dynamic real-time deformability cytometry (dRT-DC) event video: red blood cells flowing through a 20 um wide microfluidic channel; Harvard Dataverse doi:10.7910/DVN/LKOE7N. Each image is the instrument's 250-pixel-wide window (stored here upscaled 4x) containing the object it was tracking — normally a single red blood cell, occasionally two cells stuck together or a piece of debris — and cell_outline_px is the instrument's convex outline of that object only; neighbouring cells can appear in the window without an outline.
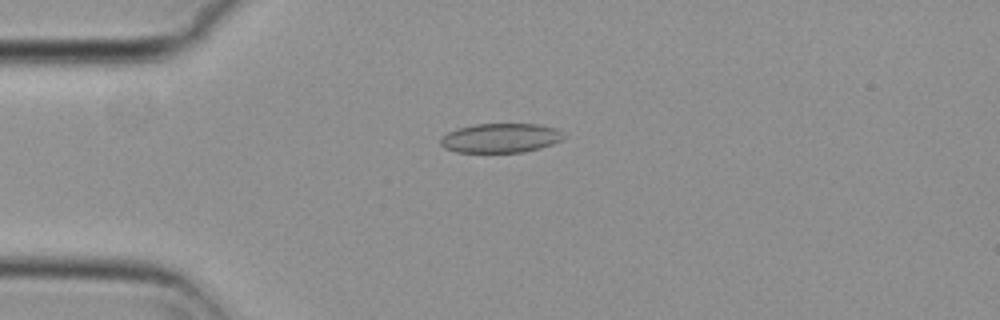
{"species": "common noctule bat (a hibernating species)", "species_latin": "Nyctalus noctula", "temperature_condition": "cold", "stored_images_in_passage": 55, "camera_frame_rate_fps": 3000, "um_per_image_px": 0.085, "animal": {"sex": "female", "body_mass_g": 29.2, "forearm_length_mm": 56.3}, "frame": {"image": 1, "passage_image": 14, "time_ms": 4.333, "image_size_px": [1000, 320], "cell_outline_px": [[568, 136], [552, 144], [540, 148], [524, 152], [456, 152], [444, 148], [440, 144], [440, 136], [456, 128], [476, 124], [536, 124], [556, 128]], "centroid_in_image_um": [42.53, 11.73], "position_along_channel_um": 42.5, "area_um2": 21.21}}
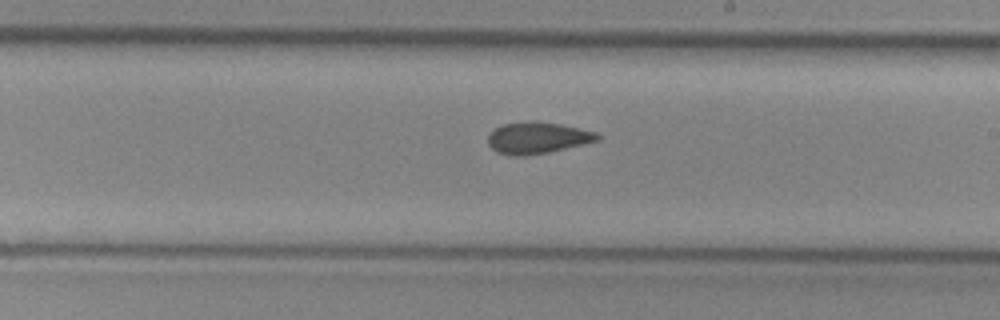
{"frame": {"image": 2, "passage_image": 32, "time_ms": 10.333, "image_size_px": [1000, 320], "cell_outline_px": [[600, 140], [548, 152], [520, 156], [512, 156], [496, 152], [488, 144], [488, 136], [496, 128], [504, 124], [532, 120], [560, 124], [596, 132], [600, 136]], "centroid_in_image_um": [45.67, 11.71], "position_along_channel_um": 243.3, "area_um2": 19.94}}
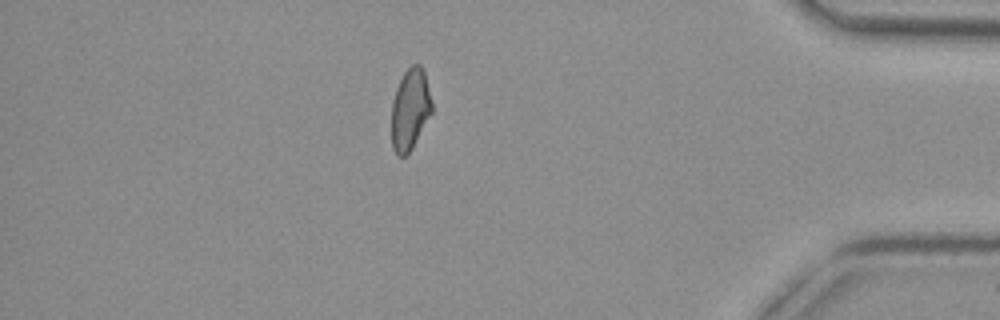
{"frame": {"image": 3, "passage_image": 48, "time_ms": 15.667, "image_size_px": [1000, 320], "cell_outline_px": [[432, 112], [412, 148], [404, 156], [396, 156], [392, 148], [392, 100], [396, 88], [404, 72], [412, 64], [420, 64], [424, 72], [432, 104]], "centroid_in_image_um": [34.84, 9.3], "position_along_channel_um": 400.4, "area_um2": 18.96}, "authors_computed_cell_mechanics": {"area_um2": 20.3456, "velocity_mm_per_s": 3.7267, "shape_relaxation_time_tau1_ms": 10.7693, "shape_relaxation_time_tau2_ms": 3.8883, "deformation_change_tau1": 0.1528, "deformation_change_tau2": 0.0784}}